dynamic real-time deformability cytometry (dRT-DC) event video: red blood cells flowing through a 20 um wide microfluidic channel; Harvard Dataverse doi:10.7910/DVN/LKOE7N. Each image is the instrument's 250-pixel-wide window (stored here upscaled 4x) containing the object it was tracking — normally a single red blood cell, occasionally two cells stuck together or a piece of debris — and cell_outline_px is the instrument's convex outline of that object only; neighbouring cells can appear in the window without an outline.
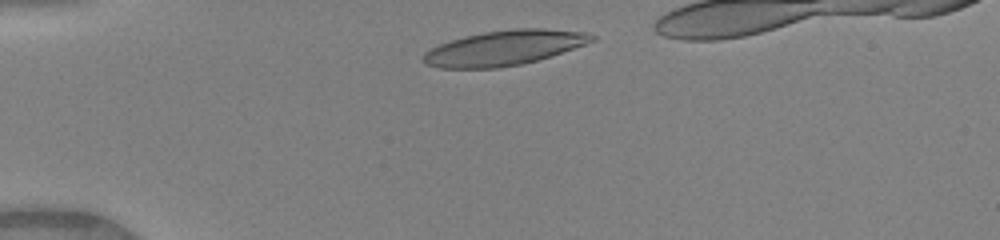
{"species": "human", "species_latin": "Homo sapiens", "temperature_condition": "warm", "stored_images_in_passage": 11, "camera_frame_rate_fps": 3000, "um_per_image_px": 0.085, "donor": {"sex": "female"}, "frame": {"image": 1, "passage_image": 4, "time_ms": 1.0, "image_size_px": [1000, 240], "cell_outline_px": [[596, 40], [536, 60], [520, 64], [496, 68], [436, 68], [424, 64], [420, 60], [424, 52], [440, 44], [464, 36], [484, 32], [512, 28], [540, 28], [584, 32], [596, 36]], "centroid_in_image_um": [42.77, 4.07], "position_along_channel_um": 42.2, "area_um2": 34.04}}